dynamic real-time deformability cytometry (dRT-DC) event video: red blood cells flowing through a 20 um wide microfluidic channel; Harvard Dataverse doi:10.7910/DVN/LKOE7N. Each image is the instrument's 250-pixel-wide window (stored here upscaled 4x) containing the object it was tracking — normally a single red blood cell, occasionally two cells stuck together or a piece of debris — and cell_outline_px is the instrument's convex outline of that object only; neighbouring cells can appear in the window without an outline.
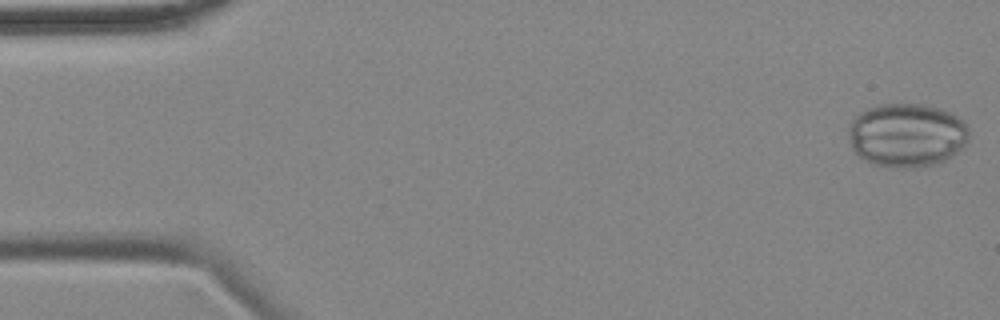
{"species": "common noctule bat (a hibernating species)", "species_latin": "Nyctalus noctula", "temperature_condition": "cold", "stored_images_in_passage": 4, "camera_frame_rate_fps": 3000, "um_per_image_px": 0.085, "animal": {"sex": "female", "body_mass_g": 18.4}, "frame": {"image": 1, "passage_image": 1, "time_ms": 0.0, "image_size_px": [1000, 320], "cell_outline_px": [[968, 140], [952, 156], [940, 164], [872, 164], [864, 160], [852, 148], [848, 132], [848, 128], [852, 120], [860, 112], [868, 108], [880, 104], [924, 104], [940, 108], [952, 112], [964, 120], [968, 124]], "centroid_in_image_um": [77.1, 11.41], "position_along_channel_um": 7.9, "area_um2": 44.04}}